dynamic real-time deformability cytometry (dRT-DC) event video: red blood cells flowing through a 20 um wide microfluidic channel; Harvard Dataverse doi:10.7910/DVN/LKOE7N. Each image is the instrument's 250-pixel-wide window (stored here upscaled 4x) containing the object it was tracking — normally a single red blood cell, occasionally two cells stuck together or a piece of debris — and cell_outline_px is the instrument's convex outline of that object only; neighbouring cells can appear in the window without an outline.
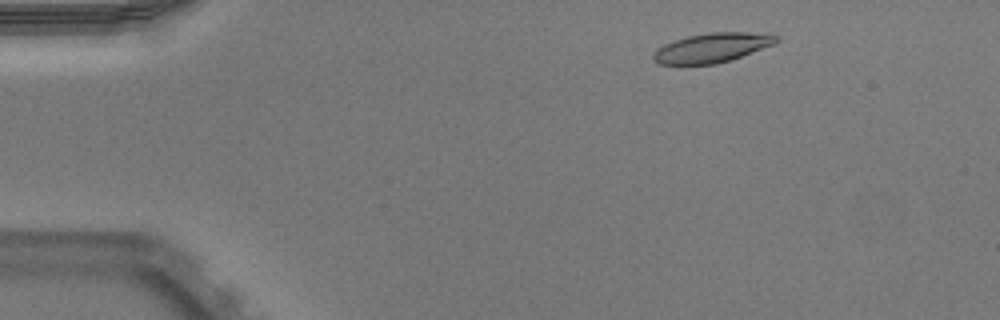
{"species": "Egyptian fruit bat (a non-hibernating species)", "species_latin": "Rousettus aegyptiacus", "temperature_condition": "warm", "stored_images_in_passage": 45, "camera_frame_rate_fps": 3000, "um_per_image_px": 0.085, "animal": {"sex": "male"}, "frame": {"image": 1, "passage_image": 1, "time_ms": 0.0, "image_size_px": [1000, 320], "cell_outline_px": [[780, 40], [772, 44], [740, 56], [716, 64], [660, 64], [652, 60], [652, 56], [664, 44], [688, 36], [712, 32], [748, 32], [776, 36]], "centroid_in_image_um": [60.48, 4.06], "position_along_channel_um": 24.5, "area_um2": 20.4}}
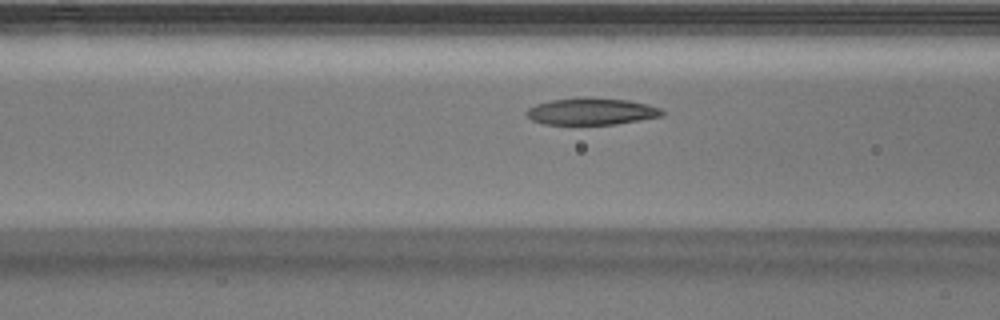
{"frame": {"image": 2, "passage_image": 14, "time_ms": 4.333, "image_size_px": [1000, 320], "cell_outline_px": [[664, 112], [660, 116], [640, 120], [616, 124], [544, 124], [532, 120], [524, 112], [528, 108], [536, 104], [552, 100], [588, 96], [592, 96], [628, 100], [648, 104], [660, 108]], "centroid_in_image_um": [50.26, 9.45], "position_along_channel_um": 116.3, "area_um2": 21.33}}
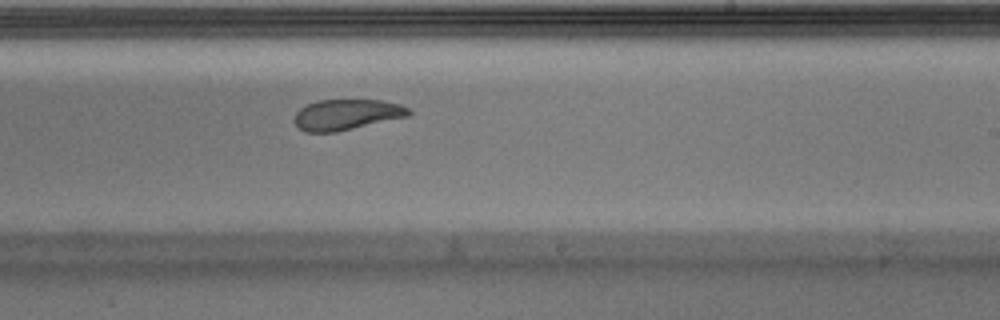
{"frame": {"image": 3, "passage_image": 25, "time_ms": 8.0, "image_size_px": [1000, 320], "cell_outline_px": [[412, 112], [408, 116], [336, 132], [304, 132], [292, 120], [296, 112], [300, 108], [316, 100], [380, 100], [400, 104], [408, 108]], "centroid_in_image_um": [29.43, 9.74], "position_along_channel_um": 259.6, "area_um2": 20.4}, "authors_computed_cell_mechanics": {"area_um2": 21.8484, "velocity_mm_per_s": 3.9076, "shape_relaxation_time_tau1_ms": 3.6878, "shape_relaxation_time_tau2_ms": 2.5269, "deformation_change_tau1": 0.1766, "deformation_change_tau2": 0.0953}}